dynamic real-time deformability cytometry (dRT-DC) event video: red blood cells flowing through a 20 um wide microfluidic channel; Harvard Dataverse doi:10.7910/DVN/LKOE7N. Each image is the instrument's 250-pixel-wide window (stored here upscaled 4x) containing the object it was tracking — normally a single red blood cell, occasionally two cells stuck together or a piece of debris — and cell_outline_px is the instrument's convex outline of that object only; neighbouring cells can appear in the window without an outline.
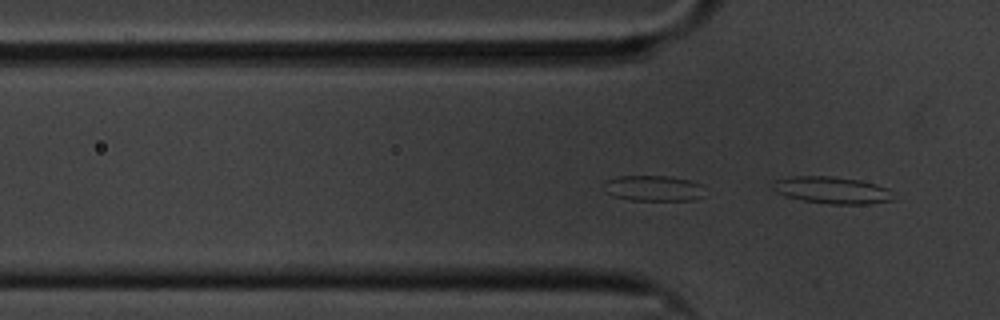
{"species": "common noctule bat (a hibernating species)", "species_latin": "Nyctalus noctula", "temperature_condition": "cold", "stored_images_in_passage": 14, "camera_frame_rate_fps": 3000, "um_per_image_px": 0.085, "animal": {"sex": "male", "body_mass_g": 20.1, "forearm_length_mm": 53.5}, "frame": {"image": 1, "passage_image": 14, "time_ms": 4.333, "image_size_px": [1000, 320], "cell_outline_px": [[892, 200], [868, 204], [832, 204], [804, 200], [788, 196], [776, 192], [772, 188], [772, 180], [792, 176], [832, 176], [860, 180], [876, 184], [888, 188], [892, 192]], "centroid_in_image_um": [70.71, 16.15], "position_along_channel_um": 55.1, "area_um2": 18.9}}